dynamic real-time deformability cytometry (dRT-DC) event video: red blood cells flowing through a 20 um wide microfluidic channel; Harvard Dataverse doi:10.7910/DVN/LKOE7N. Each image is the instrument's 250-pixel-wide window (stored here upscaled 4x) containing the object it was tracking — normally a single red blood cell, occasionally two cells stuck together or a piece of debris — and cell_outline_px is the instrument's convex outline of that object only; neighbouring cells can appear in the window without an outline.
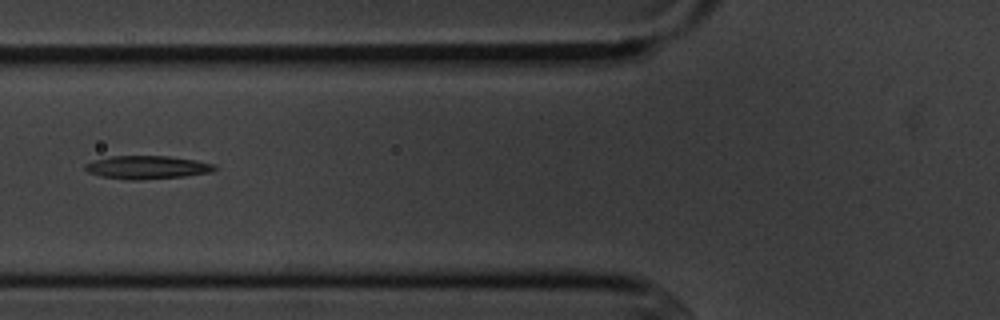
{"species": "common noctule bat (a hibernating species)", "species_latin": "Nyctalus noctula", "temperature_condition": "cold", "stored_images_in_passage": 5, "camera_frame_rate_fps": 3000, "um_per_image_px": 0.085, "animal": {"sex": "male", "body_mass_g": 20.1, "forearm_length_mm": 53.5}, "frame": {"image": 1, "passage_image": 5, "time_ms": 5.667, "image_size_px": [1000, 320], "cell_outline_px": [[216, 168], [212, 172], [184, 176], [136, 180], [128, 180], [100, 176], [88, 172], [84, 168], [84, 164], [92, 160], [112, 156], [168, 156], [196, 160], [212, 164]], "centroid_in_image_um": [12.45, 14.22], "position_along_channel_um": 113.4, "area_um2": 17.46}}